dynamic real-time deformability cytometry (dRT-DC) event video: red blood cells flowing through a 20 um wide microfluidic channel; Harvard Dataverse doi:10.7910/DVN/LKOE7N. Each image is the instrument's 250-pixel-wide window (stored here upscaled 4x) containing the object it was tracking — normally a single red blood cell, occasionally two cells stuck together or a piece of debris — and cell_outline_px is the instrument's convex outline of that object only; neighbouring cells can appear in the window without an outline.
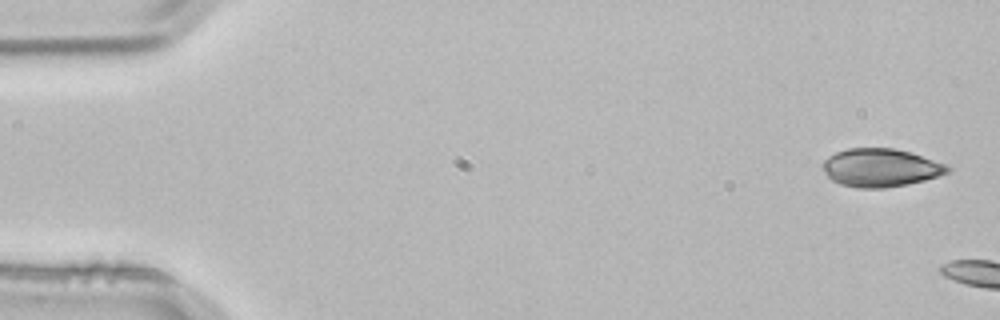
{"species": "common noctule bat (a hibernating species)", "species_latin": "Nyctalus noctula", "temperature_condition": "room temperature", "stored_images_in_passage": 4, "camera_frame_rate_fps": 3000, "um_per_image_px": 0.085, "animal": {"sex": "male", "body_mass_g": 21.5, "forearm_length_mm": 52.0}, "frame": {"image": 1, "passage_image": 4, "time_ms": 1.0, "image_size_px": [1000, 320], "cell_outline_px": [[952, 168], [948, 172], [924, 180], [908, 184], [884, 188], [856, 188], [840, 184], [832, 180], [824, 172], [820, 164], [828, 156], [836, 152], [848, 148], [896, 148], [912, 152], [948, 164]], "centroid_in_image_um": [74.85, 14.24], "position_along_channel_um": 10.2, "area_um2": 28.09}}